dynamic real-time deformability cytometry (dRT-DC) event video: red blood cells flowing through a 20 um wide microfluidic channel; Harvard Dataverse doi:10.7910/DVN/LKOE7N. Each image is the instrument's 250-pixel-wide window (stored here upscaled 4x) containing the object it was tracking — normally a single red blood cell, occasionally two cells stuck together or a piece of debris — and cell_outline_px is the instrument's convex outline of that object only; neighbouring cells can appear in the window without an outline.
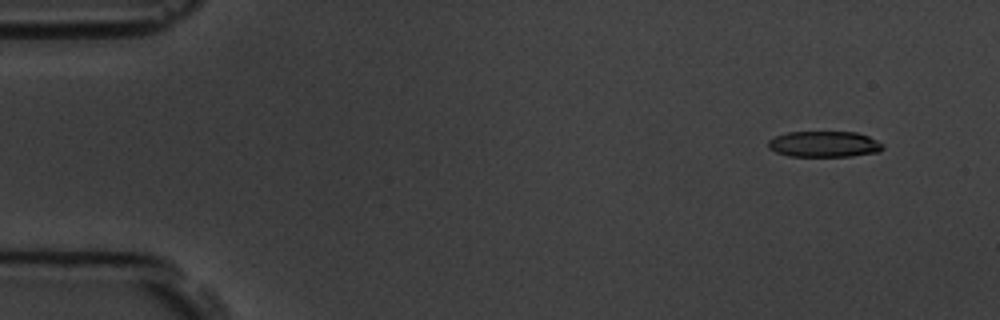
{"species": "common noctule bat (a hibernating species)", "species_latin": "Nyctalus noctula", "temperature_condition": "room temperature", "stored_images_in_passage": 5, "camera_frame_rate_fps": 3000, "um_per_image_px": 0.085, "animal": {"sex": "male", "body_mass_g": 19.5, "forearm_length_mm": 54.6}, "frame": {"image": 1, "passage_image": 2, "time_ms": 1.0, "image_size_px": [1000, 320], "cell_outline_px": [[884, 148], [880, 152], [852, 156], [788, 156], [776, 152], [768, 148], [768, 140], [776, 136], [788, 132], [856, 132], [868, 136], [884, 144]], "centroid_in_image_um": [70.07, 12.26], "position_along_channel_um": 14.9, "area_um2": 17.4}}
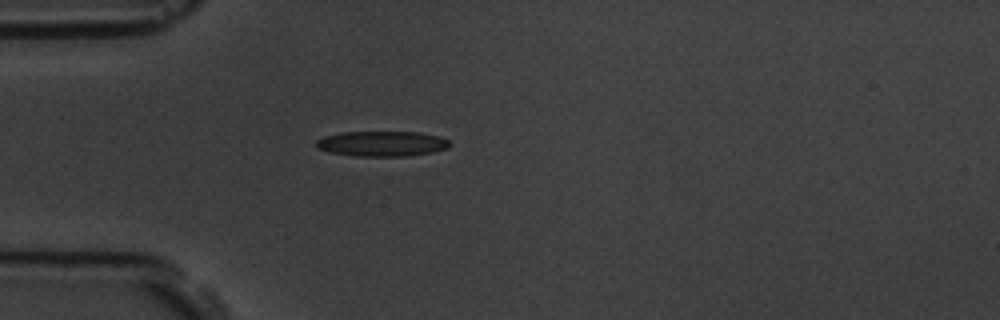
{"frame": {"image": 2, "passage_image": 5, "time_ms": 4.667, "image_size_px": [1000, 320], "cell_outline_px": [[452, 144], [448, 148], [432, 152], [408, 156], [356, 156], [332, 152], [316, 148], [316, 140], [324, 136], [344, 132], [420, 132], [440, 136], [448, 140]], "centroid_in_image_um": [32.5, 12.21], "position_along_channel_um": 52.5, "area_um2": 19.65}}